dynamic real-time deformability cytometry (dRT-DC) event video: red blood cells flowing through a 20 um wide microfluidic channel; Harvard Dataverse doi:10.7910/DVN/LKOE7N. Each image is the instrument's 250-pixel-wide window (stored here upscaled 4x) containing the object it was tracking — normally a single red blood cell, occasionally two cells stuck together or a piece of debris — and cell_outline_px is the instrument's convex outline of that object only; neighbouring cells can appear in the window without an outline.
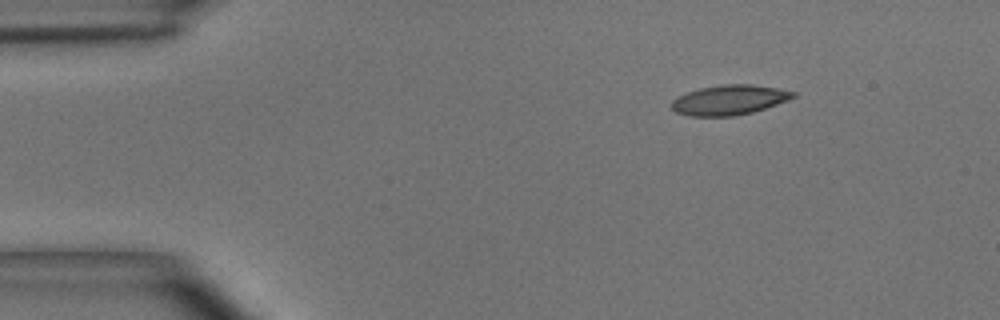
{"species": "common noctule bat (a hibernating species)", "species_latin": "Nyctalus noctula", "temperature_condition": "room temperature", "stored_images_in_passage": 44, "camera_frame_rate_fps": 3000, "um_per_image_px": 0.085, "animal": {"sex": "male", "body_mass_g": 15.6}, "frame": {"image": 1, "passage_image": 1, "time_ms": 0.0, "image_size_px": [1000, 320], "cell_outline_px": [[796, 96], [788, 100], [752, 112], [732, 116], [692, 116], [676, 112], [672, 108], [672, 100], [676, 96], [700, 88], [720, 84], [752, 84], [776, 88], [796, 92]], "centroid_in_image_um": [61.97, 8.48], "position_along_channel_um": 23.0, "area_um2": 21.04}}
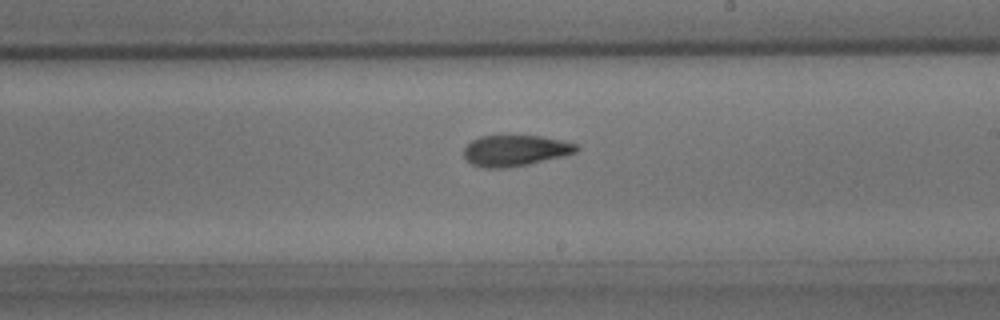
{"frame": {"image": 2, "passage_image": 23, "time_ms": 7.333, "image_size_px": [1000, 320], "cell_outline_px": [[580, 148], [576, 152], [564, 156], [528, 164], [504, 168], [484, 168], [472, 164], [464, 156], [464, 148], [472, 140], [480, 136], [540, 136], [560, 140], [576, 144]], "centroid_in_image_um": [43.79, 12.8], "position_along_channel_um": 245.2, "area_um2": 20.17}}
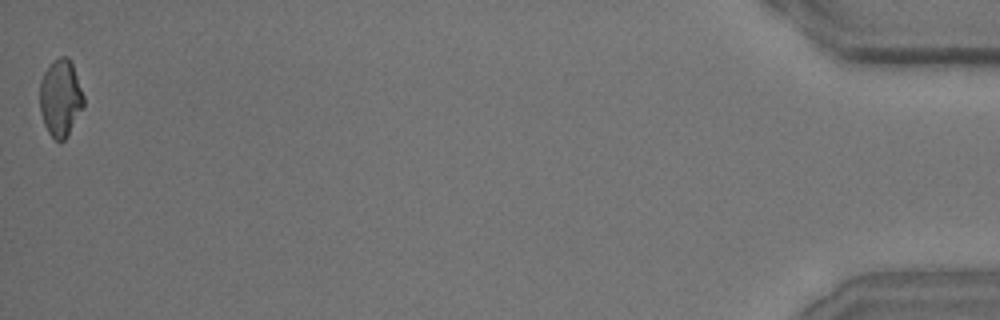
{"frame": {"image": 3, "passage_image": 44, "time_ms": 14.333, "image_size_px": [1000, 320], "cell_outline_px": [[84, 104], [64, 140], [60, 144], [48, 132], [44, 124], [40, 112], [40, 80], [44, 72], [60, 56], [68, 56], [72, 64], [84, 96]], "centroid_in_image_um": [5.13, 8.34], "position_along_channel_um": 430.1, "area_um2": 19.31}, "authors_computed_cell_mechanics": {"area_um2": 20.7791, "velocity_mm_per_s": 3.9723, "shape_relaxation_time_tau1_ms": 8.1393, "shape_relaxation_time_tau2_ms": 2.3414, "deformation_change_tau1": 0.2101, "deformation_change_tau2": 0.0912}}